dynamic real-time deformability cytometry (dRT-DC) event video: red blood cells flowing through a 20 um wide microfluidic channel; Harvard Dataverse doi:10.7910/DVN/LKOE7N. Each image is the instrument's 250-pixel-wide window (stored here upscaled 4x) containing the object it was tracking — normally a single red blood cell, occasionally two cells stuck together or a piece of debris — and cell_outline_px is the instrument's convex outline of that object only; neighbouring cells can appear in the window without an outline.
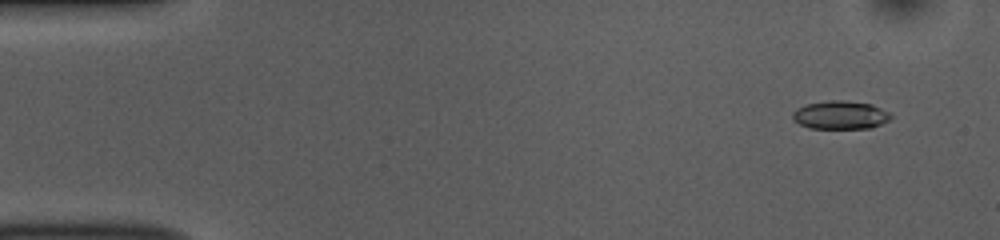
{"species": "common noctule bat (a hibernating species)", "species_latin": "Nyctalus noctula", "temperature_condition": "room temperature", "stored_images_in_passage": 54, "camera_frame_rate_fps": 3000, "um_per_image_px": 0.085, "animal": {"sex": "female", "body_mass_g": 10.0, "forearm_length_mm": 53.1}, "frame": {"image": 1, "passage_image": 4, "time_ms": 1.0, "image_size_px": [1000, 240], "cell_outline_px": [[892, 116], [888, 120], [872, 128], [808, 128], [800, 124], [792, 116], [792, 112], [796, 108], [804, 104], [828, 100], [844, 100], [872, 104], [888, 112]], "centroid_in_image_um": [71.4, 9.76], "position_along_channel_um": 13.6, "area_um2": 16.18}}
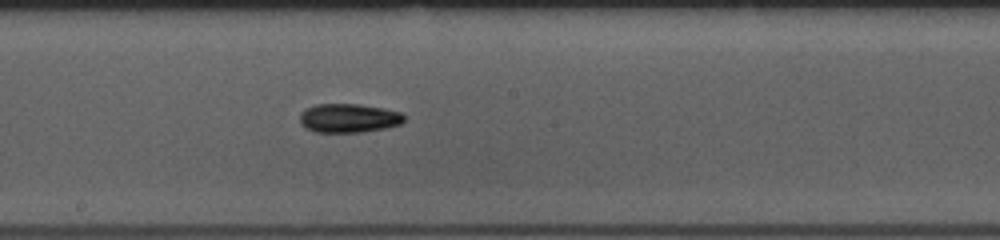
{"frame": {"image": 2, "passage_image": 29, "time_ms": 9.333, "image_size_px": [1000, 240], "cell_outline_px": [[404, 120], [400, 124], [384, 128], [360, 132], [316, 132], [304, 128], [300, 124], [300, 112], [304, 108], [316, 104], [356, 104], [384, 108], [400, 112], [404, 116]], "centroid_in_image_um": [29.58, 10.03], "position_along_channel_um": 218.6, "area_um2": 17.63}}
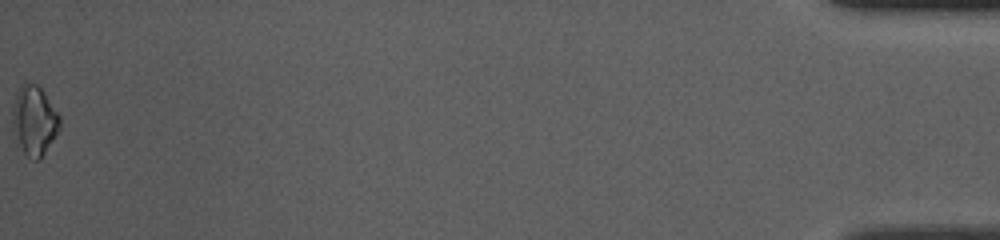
{"frame": {"image": 3, "passage_image": 54, "time_ms": 17.667, "image_size_px": [1000, 240], "cell_outline_px": [[60, 128], [40, 160], [32, 160], [24, 152], [12, 128], [12, 108], [20, 84], [36, 84], [44, 92], [60, 116]], "centroid_in_image_um": [2.92, 10.25], "position_along_channel_um": 432.3, "area_um2": 18.84}, "authors_computed_cell_mechanics": {"area_um2": 16.5597, "velocity_mm_per_s": 3.75, "shape_relaxation_time_tau1_ms": 6.4778, "shape_relaxation_time_tau2_ms": 4.5902, "deformation_change_tau1": 0.147, "deformation_change_tau2": 0.1094}}